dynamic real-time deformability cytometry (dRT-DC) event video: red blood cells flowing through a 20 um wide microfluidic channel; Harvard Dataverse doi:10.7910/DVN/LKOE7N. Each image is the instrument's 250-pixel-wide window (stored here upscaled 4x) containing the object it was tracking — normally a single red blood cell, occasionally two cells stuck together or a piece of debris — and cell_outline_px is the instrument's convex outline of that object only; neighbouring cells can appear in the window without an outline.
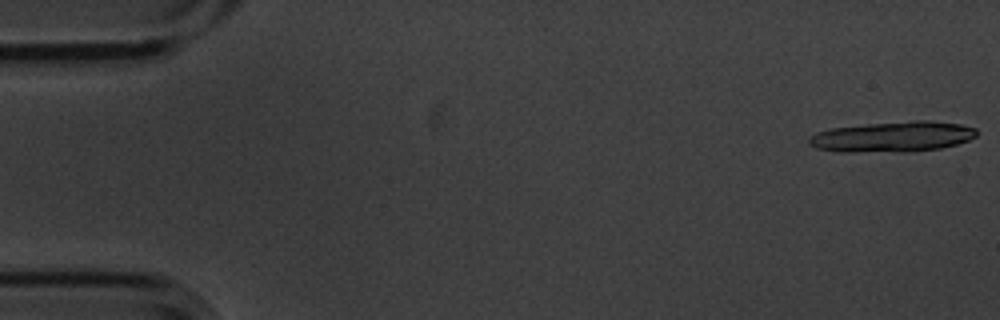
{"species": "common noctule bat (a hibernating species)", "species_latin": "Nyctalus noctula", "temperature_condition": "cold", "stored_images_in_passage": 15, "camera_frame_rate_fps": 3000, "um_per_image_px": 0.085, "animal": {"sex": "male", "body_mass_g": 20.1, "forearm_length_mm": 53.5}, "frame": {"image": 1, "passage_image": 1, "time_ms": 0.0, "image_size_px": [1000, 320], "cell_outline_px": [[976, 136], [968, 140], [956, 144], [940, 148], [904, 152], [836, 152], [816, 148], [808, 144], [808, 136], [816, 132], [832, 128], [868, 124], [912, 120], [928, 120], [960, 124], [976, 128]], "centroid_in_image_um": [75.83, 11.63], "position_along_channel_um": 9.2, "area_um2": 30.0}}
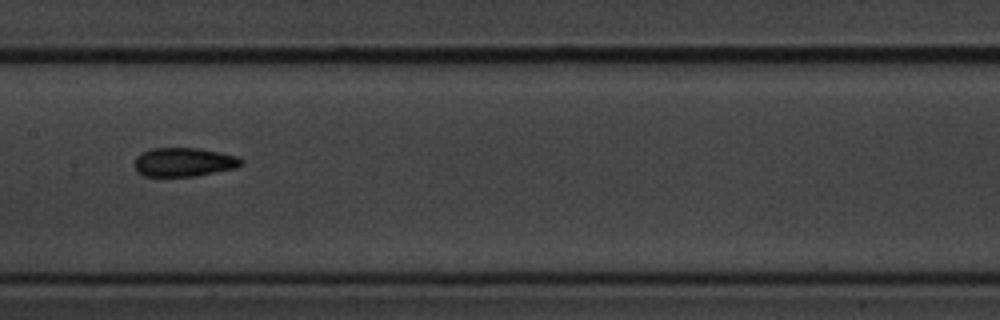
{"frame": {"image": 2, "passage_image": 8, "time_ms": 2.333, "image_size_px": [1000, 320], "cell_outline_px": [[244, 164], [236, 168], [196, 176], [144, 176], [136, 172], [132, 164], [136, 156], [140, 152], [152, 148], [200, 148], [240, 156], [244, 160]], "centroid_in_image_um": [15.62, 13.77], "position_along_channel_um": 191.8, "area_um2": 18.44}}
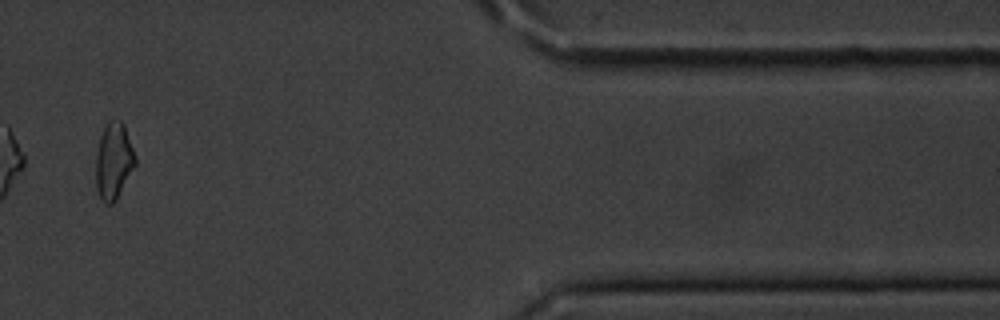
{"frame": {"image": 3, "passage_image": 14, "time_ms": 4.333, "image_size_px": [1000, 320], "cell_outline_px": [[136, 164], [116, 200], [112, 204], [104, 204], [96, 188], [96, 152], [100, 136], [108, 120], [120, 120], [124, 124], [136, 156]], "centroid_in_image_um": [9.66, 13.68], "position_along_channel_um": 401.7, "area_um2": 17.63}}